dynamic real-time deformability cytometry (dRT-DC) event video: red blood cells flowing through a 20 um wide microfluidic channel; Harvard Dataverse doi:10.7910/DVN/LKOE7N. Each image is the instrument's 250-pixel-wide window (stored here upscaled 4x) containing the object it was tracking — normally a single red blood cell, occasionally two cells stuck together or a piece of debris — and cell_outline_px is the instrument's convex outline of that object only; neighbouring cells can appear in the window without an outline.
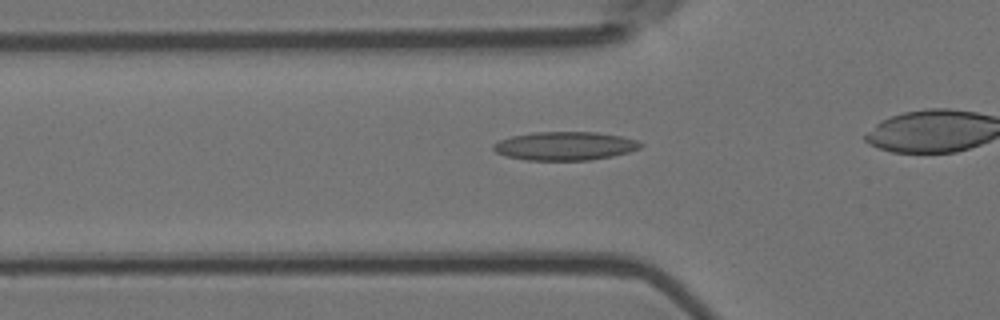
{"species": "Egyptian fruit bat (a non-hibernating species)", "species_latin": "Rousettus aegyptiacus", "temperature_condition": "room temperature", "stored_images_in_passage": 33, "camera_frame_rate_fps": 3000, "um_per_image_px": 0.085, "animal": {"sex": "female"}, "frame": {"image": 1, "passage_image": 7, "time_ms": 2.0, "image_size_px": [1000, 320], "cell_outline_px": [[644, 144], [640, 148], [628, 152], [612, 156], [592, 160], [528, 160], [508, 156], [496, 152], [492, 148], [492, 144], [500, 140], [512, 136], [532, 132], [596, 132], [620, 136], [636, 140]], "centroid_in_image_um": [48.02, 12.4], "position_along_channel_um": 77.8, "area_um2": 24.39}}
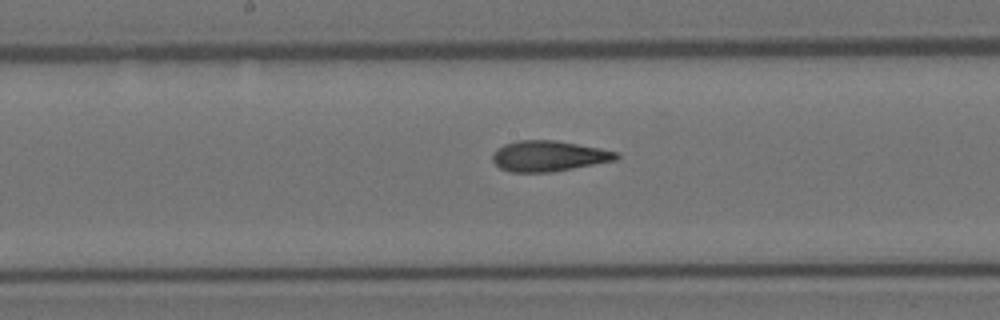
{"frame": {"image": 2, "passage_image": 17, "time_ms": 5.333, "image_size_px": [1000, 320], "cell_outline_px": [[620, 156], [616, 160], [552, 172], [508, 172], [500, 168], [492, 160], [492, 152], [496, 148], [504, 144], [516, 140], [556, 140], [600, 148], [616, 152]], "centroid_in_image_um": [46.59, 13.26], "position_along_channel_um": 201.6, "area_um2": 22.2}}
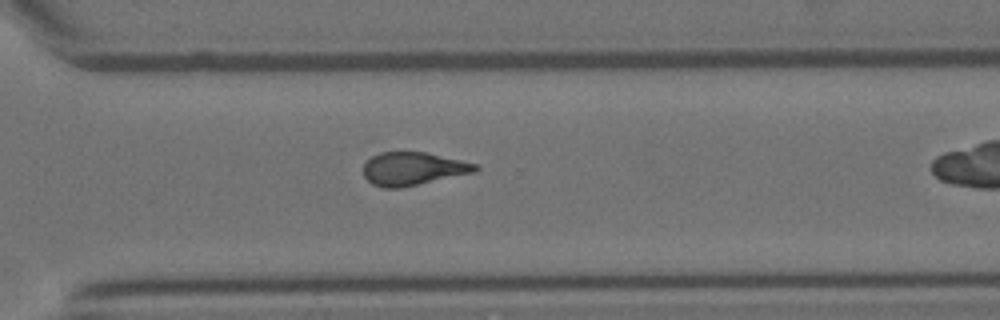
{"frame": {"image": 3, "passage_image": 28, "time_ms": 9.0, "image_size_px": [1000, 320], "cell_outline_px": [[480, 168], [476, 172], [400, 188], [384, 188], [372, 184], [364, 176], [364, 164], [372, 156], [380, 152], [424, 152], [460, 160], [476, 164]], "centroid_in_image_um": [35.1, 14.35], "position_along_channel_um": 335.5, "area_um2": 21.44}}